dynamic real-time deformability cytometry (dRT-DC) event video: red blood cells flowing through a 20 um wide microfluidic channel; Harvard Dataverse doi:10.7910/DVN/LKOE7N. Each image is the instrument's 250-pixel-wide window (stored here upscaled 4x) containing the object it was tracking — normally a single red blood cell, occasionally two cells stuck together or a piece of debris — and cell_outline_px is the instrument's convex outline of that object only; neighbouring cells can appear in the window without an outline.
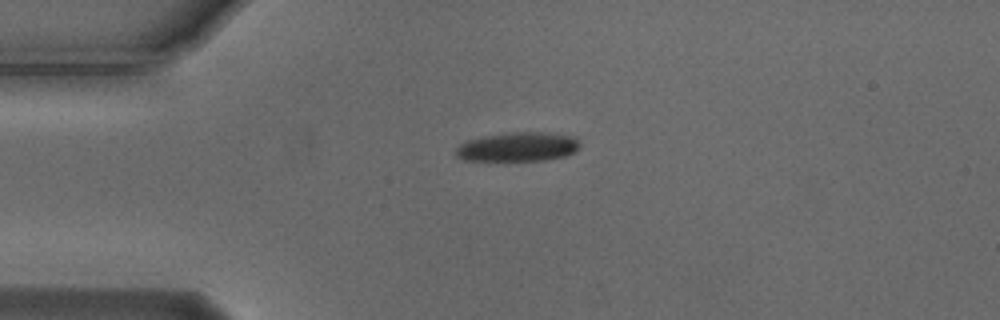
{"species": "Egyptian fruit bat (a non-hibernating species)", "species_latin": "Rousettus aegyptiacus", "temperature_condition": "cold", "stored_images_in_passage": 36, "camera_frame_rate_fps": 3000, "um_per_image_px": 0.085, "animal": {"sex": "male"}, "frame": {"image": 1, "passage_image": 1, "time_ms": 0.0, "image_size_px": [1000, 320], "cell_outline_px": [[580, 144], [572, 152], [564, 156], [544, 160], [464, 160], [456, 156], [456, 148], [460, 144], [468, 140], [484, 136], [512, 132], [544, 132], [572, 136]], "centroid_in_image_um": [43.98, 12.48], "position_along_channel_um": 41.0, "area_um2": 20.69}}
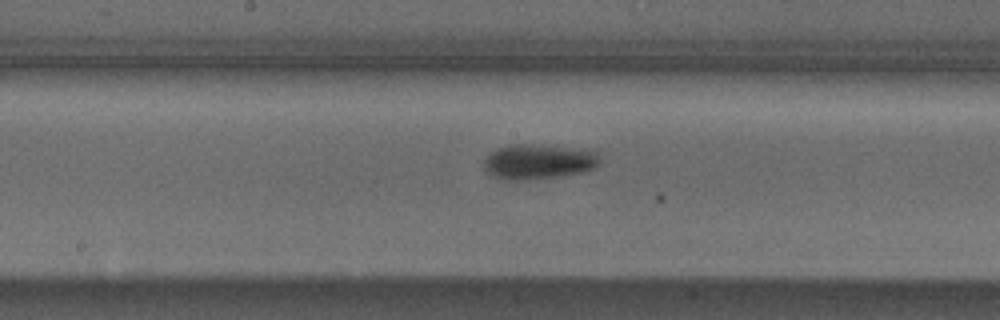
{"frame": {"image": 2, "passage_image": 16, "time_ms": 5.0, "image_size_px": [1000, 320], "cell_outline_px": [[600, 160], [592, 168], [580, 172], [560, 176], [516, 180], [508, 180], [496, 176], [488, 172], [484, 168], [484, 160], [488, 152], [496, 148], [508, 144], [532, 144], [596, 148]], "centroid_in_image_um": [45.8, 13.68], "position_along_channel_um": 202.4, "area_um2": 23.99}}
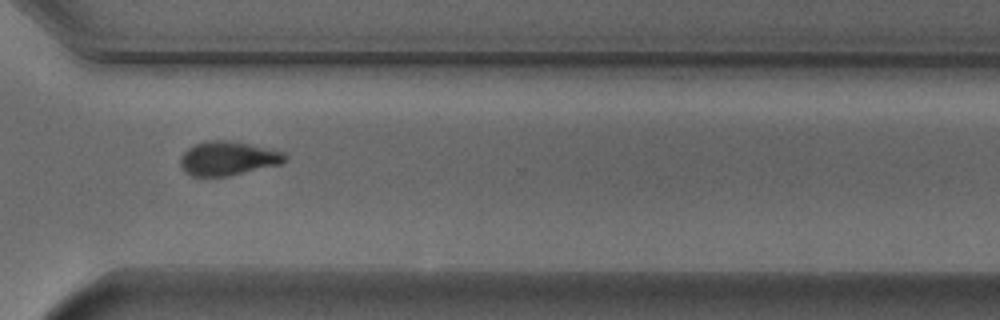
{"frame": {"image": 3, "passage_image": 28, "time_ms": 9.0, "image_size_px": [1000, 320], "cell_outline_px": [[288, 160], [280, 164], [228, 176], [192, 176], [184, 172], [180, 164], [180, 160], [184, 152], [188, 148], [204, 140], [224, 140], [284, 152], [288, 156]], "centroid_in_image_um": [19.35, 13.47], "position_along_channel_um": 351.2, "area_um2": 20.46}, "authors_computed_cell_mechanics": {"area_um2": 22.5998, "velocity_mm_per_s": 3.7244, "shape_relaxation_time_tau1_ms": 3.0519, "shape_relaxation_time_tau2_ms": null, "deformation_change_tau1": 0.1253, "deformation_change_tau2": null}}